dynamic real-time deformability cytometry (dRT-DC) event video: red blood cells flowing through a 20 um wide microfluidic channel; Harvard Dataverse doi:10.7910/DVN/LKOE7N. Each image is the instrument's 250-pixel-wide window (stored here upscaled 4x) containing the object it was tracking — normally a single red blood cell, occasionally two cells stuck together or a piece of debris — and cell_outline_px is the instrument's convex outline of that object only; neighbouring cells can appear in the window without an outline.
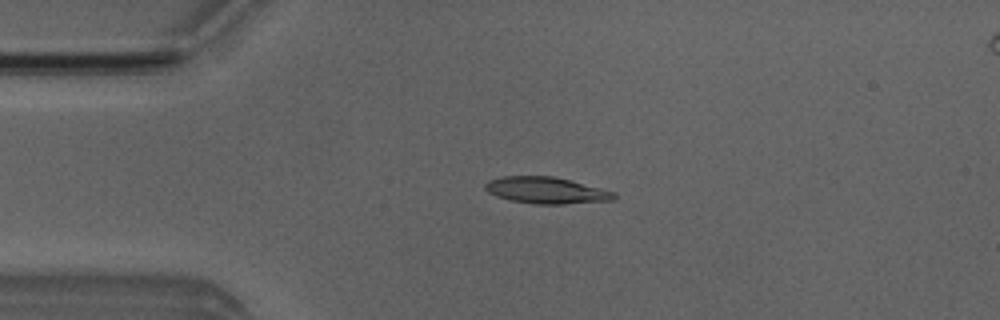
{"species": "Egyptian fruit bat (a non-hibernating species)", "species_latin": "Rousettus aegyptiacus", "temperature_condition": "room temperature", "stored_images_in_passage": 7, "camera_frame_rate_fps": 3000, "um_per_image_px": 0.085, "animal": {"sex": "male"}, "frame": {"image": 1, "passage_image": 5, "time_ms": 5.667, "image_size_px": [1000, 320], "cell_outline_px": [[616, 196], [612, 200], [564, 204], [536, 204], [512, 200], [496, 196], [488, 192], [484, 188], [484, 184], [488, 180], [504, 176], [552, 176], [616, 192]], "centroid_in_image_um": [46.4, 16.18], "position_along_channel_um": 38.6, "area_um2": 19.71}}